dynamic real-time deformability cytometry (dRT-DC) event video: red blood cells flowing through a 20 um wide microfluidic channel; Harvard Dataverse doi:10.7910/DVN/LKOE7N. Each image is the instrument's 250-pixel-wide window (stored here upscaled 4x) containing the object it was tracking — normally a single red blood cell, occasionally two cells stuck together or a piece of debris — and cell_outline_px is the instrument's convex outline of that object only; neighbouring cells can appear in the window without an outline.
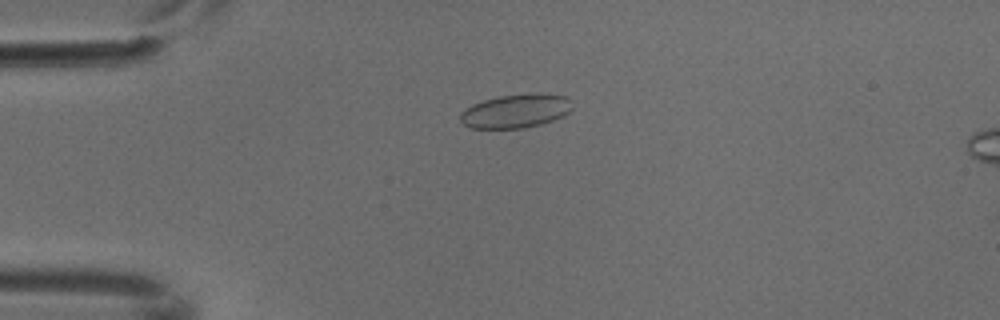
{"species": "common noctule bat (a hibernating species)", "species_latin": "Nyctalus noctula", "temperature_condition": "cold", "stored_images_in_passage": 3, "camera_frame_rate_fps": 3000, "um_per_image_px": 0.085, "animal": {"sex": "male", "body_mass_g": 18.8}, "frame": {"image": 1, "passage_image": 1, "time_ms": 0.0, "image_size_px": [1000, 320], "cell_outline_px": [[572, 108], [564, 116], [540, 124], [524, 128], [472, 128], [464, 124], [460, 120], [460, 112], [472, 104], [484, 100], [500, 96], [532, 92], [540, 92], [568, 96]], "centroid_in_image_um": [43.86, 9.41], "position_along_channel_um": 41.1, "area_um2": 22.2}}
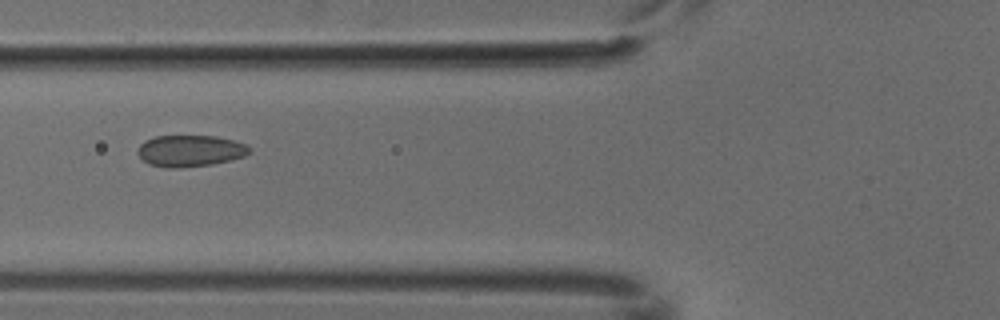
{"frame": {"image": 2, "passage_image": 3, "time_ms": 0.667, "image_size_px": [1000, 320], "cell_outline_px": [[252, 152], [244, 156], [232, 160], [212, 164], [176, 168], [164, 168], [148, 164], [136, 152], [136, 148], [144, 140], [156, 136], [216, 136], [232, 140], [244, 144], [252, 148]], "centroid_in_image_um": [16.14, 12.82], "position_along_channel_um": 109.7, "area_um2": 20.69}}